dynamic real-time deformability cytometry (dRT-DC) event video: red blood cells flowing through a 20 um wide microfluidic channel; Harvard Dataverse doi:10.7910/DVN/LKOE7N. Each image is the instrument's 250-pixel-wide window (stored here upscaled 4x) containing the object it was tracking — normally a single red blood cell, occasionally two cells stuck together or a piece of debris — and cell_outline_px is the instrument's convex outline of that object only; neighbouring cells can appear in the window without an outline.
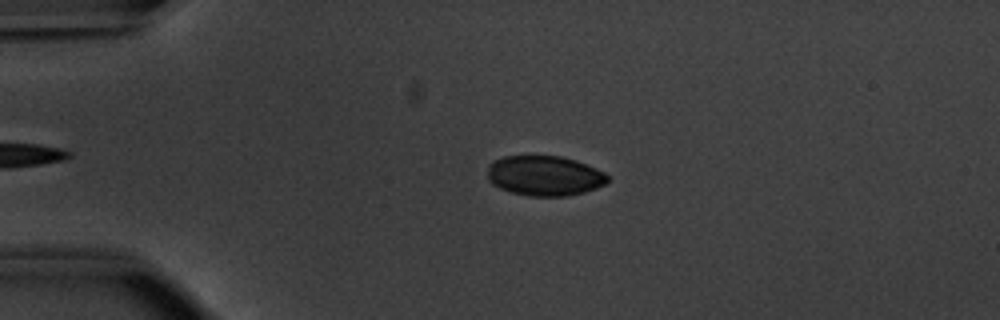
{"species": "common noctule bat (a hibernating species)", "species_latin": "Nyctalus noctula", "temperature_condition": "warm", "stored_images_in_passage": 46, "camera_frame_rate_fps": 3000, "um_per_image_px": 0.085, "animal": {"sex": "male", "body_mass_g": 20.1, "forearm_length_mm": 53.5}, "frame": {"image": 1, "passage_image": 11, "time_ms": 3.333, "image_size_px": [1000, 320], "cell_outline_px": [[608, 180], [604, 184], [596, 188], [584, 192], [568, 196], [528, 196], [512, 192], [500, 188], [492, 184], [488, 180], [488, 164], [492, 160], [504, 156], [560, 156], [576, 160], [596, 168], [604, 172], [608, 176]], "centroid_in_image_um": [46.26, 14.93], "position_along_channel_um": 38.7, "area_um2": 28.15}}
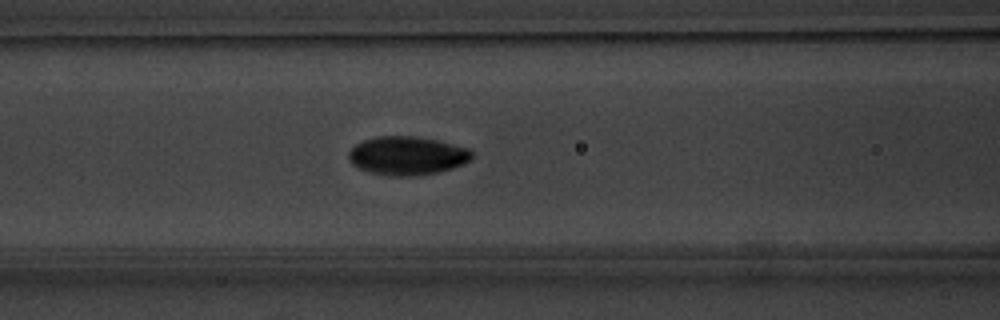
{"frame": {"image": 2, "passage_image": 21, "time_ms": 6.667, "image_size_px": [1000, 320], "cell_outline_px": [[472, 156], [468, 160], [452, 168], [440, 172], [416, 176], [388, 176], [368, 172], [352, 164], [348, 160], [348, 152], [356, 144], [364, 140], [376, 136], [416, 136], [436, 140], [468, 148], [472, 152]], "centroid_in_image_um": [34.56, 13.24], "position_along_channel_um": 132.0, "area_um2": 27.69}}
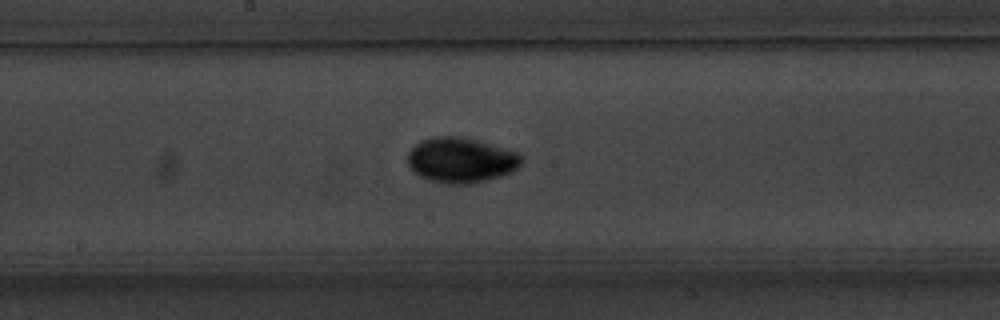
{"frame": {"image": 3, "passage_image": 27, "time_ms": 8.667, "image_size_px": [1000, 320], "cell_outline_px": [[520, 164], [512, 172], [500, 176], [472, 184], [444, 184], [428, 180], [420, 176], [408, 164], [408, 152], [420, 140], [432, 136], [456, 136], [520, 152]], "centroid_in_image_um": [39.15, 13.62], "position_along_channel_um": 209.0, "area_um2": 29.71}, "authors_computed_cell_mechanics": {"area_um2": 27.744, "velocity_mm_per_s": 3.8449, "shape_relaxation_time_tau1_ms": 2.423, "shape_relaxation_time_tau2_ms": null, "deformation_change_tau1": 0.1308, "deformation_change_tau2": null}}